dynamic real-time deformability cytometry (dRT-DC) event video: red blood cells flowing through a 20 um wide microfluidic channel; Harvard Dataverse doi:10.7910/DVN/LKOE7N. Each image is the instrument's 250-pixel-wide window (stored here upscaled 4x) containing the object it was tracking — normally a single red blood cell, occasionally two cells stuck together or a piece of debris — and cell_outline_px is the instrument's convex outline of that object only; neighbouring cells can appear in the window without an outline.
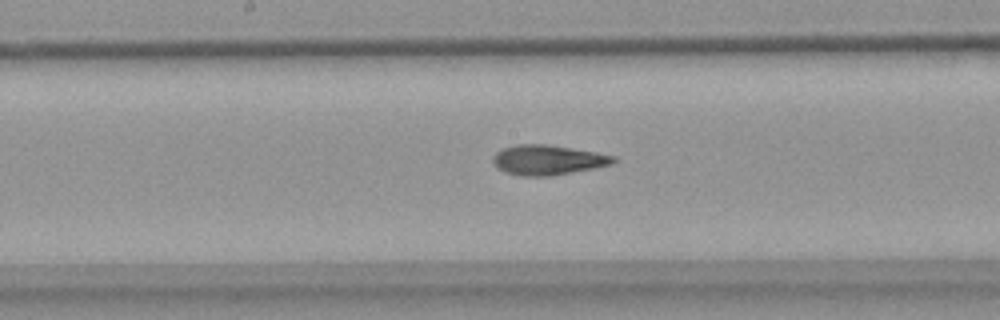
{"species": "common noctule bat (a hibernating species)", "species_latin": "Nyctalus noctula", "temperature_condition": "warm", "stored_images_in_passage": 35, "camera_frame_rate_fps": 3000, "um_per_image_px": 0.085, "animal": {"sex": "female", "body_mass_g": 18.4}, "frame": {"image": 1, "passage_image": 19, "time_ms": 6.0, "image_size_px": [1000, 320], "cell_outline_px": [[616, 160], [612, 164], [552, 176], [524, 176], [508, 172], [496, 168], [492, 160], [492, 156], [496, 152], [504, 148], [516, 144], [544, 144], [596, 152], [616, 156]], "centroid_in_image_um": [46.54, 13.59], "position_along_channel_um": 201.7, "area_um2": 20.81}}
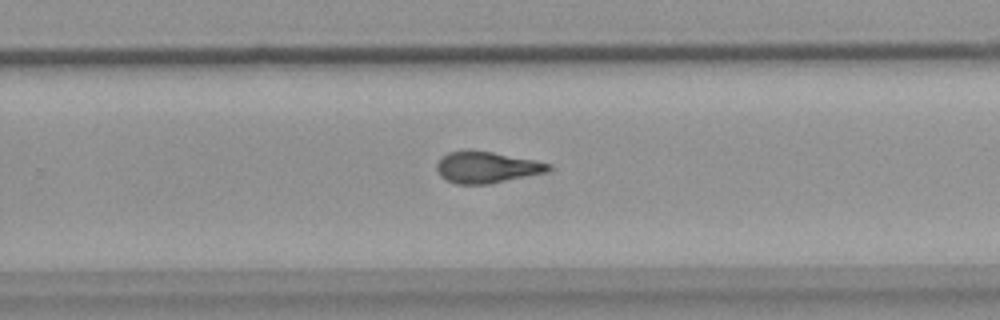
{"frame": {"image": 2, "passage_image": 26, "time_ms": 8.333, "image_size_px": [1000, 320], "cell_outline_px": [[552, 168], [548, 172], [488, 184], [456, 184], [440, 176], [436, 168], [436, 164], [440, 156], [448, 152], [464, 148], [472, 148], [552, 164]], "centroid_in_image_um": [41.31, 14.19], "position_along_channel_um": 288.5, "area_um2": 20.81}}
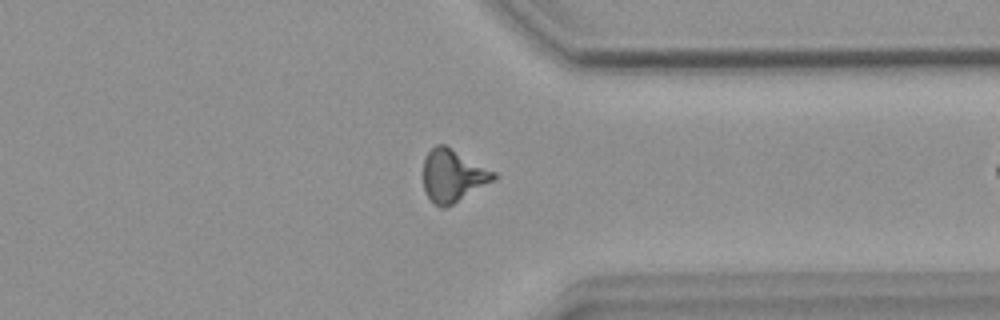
{"frame": {"image": 3, "passage_image": 33, "time_ms": 10.667, "image_size_px": [1000, 320], "cell_outline_px": [[500, 176], [452, 204], [444, 208], [440, 208], [424, 192], [424, 160], [428, 152], [436, 144], [444, 144], [496, 172]], "centroid_in_image_um": [38.49, 14.92], "position_along_channel_um": 372.9, "area_um2": 21.15}}